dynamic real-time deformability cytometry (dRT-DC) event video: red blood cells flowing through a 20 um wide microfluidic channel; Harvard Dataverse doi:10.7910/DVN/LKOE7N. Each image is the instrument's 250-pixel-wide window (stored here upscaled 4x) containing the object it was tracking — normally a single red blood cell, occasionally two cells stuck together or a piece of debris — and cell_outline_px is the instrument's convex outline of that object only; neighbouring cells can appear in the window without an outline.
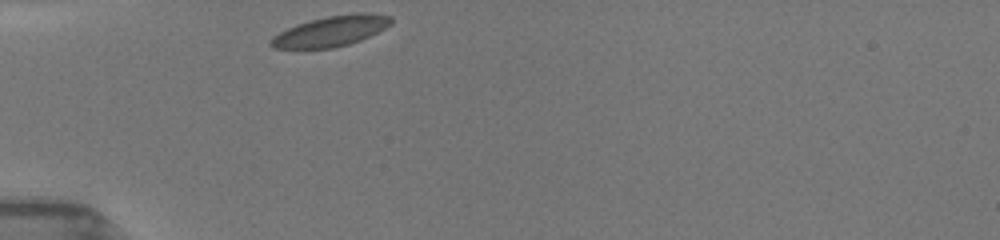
{"species": "common noctule bat (a hibernating species)", "species_latin": "Nyctalus noctula", "temperature_condition": "room temperature", "stored_images_in_passage": 29, "camera_frame_rate_fps": 3000, "um_per_image_px": 0.085, "animal": {"sex": "female", "body_mass_g": 19.5, "forearm_length_mm": 54.1}, "frame": {"image": 1, "passage_image": 1, "time_ms": 0.0, "image_size_px": [1000, 240], "cell_outline_px": [[392, 24], [360, 40], [348, 44], [332, 48], [272, 48], [268, 44], [272, 36], [296, 24], [328, 16], [356, 12], [364, 12], [392, 16]], "centroid_in_image_um": [28.12, 2.64], "position_along_channel_um": 56.9, "area_um2": 21.15}}
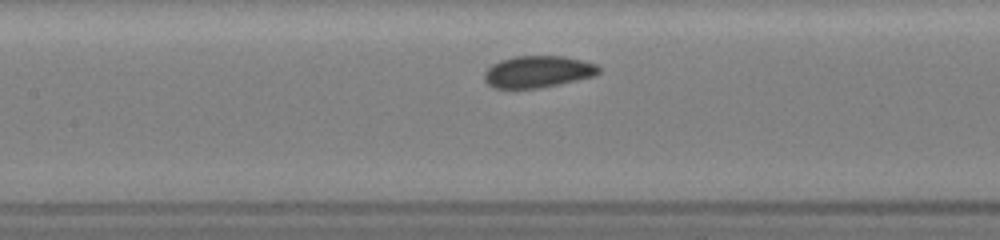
{"frame": {"image": 2, "passage_image": 10, "time_ms": 3.0, "image_size_px": [1000, 240], "cell_outline_px": [[600, 72], [596, 76], [560, 84], [540, 88], [492, 88], [484, 80], [484, 72], [492, 64], [500, 60], [516, 56], [564, 56], [584, 60], [596, 64], [600, 68]], "centroid_in_image_um": [45.74, 6.09], "position_along_channel_um": 161.7, "area_um2": 21.44}}
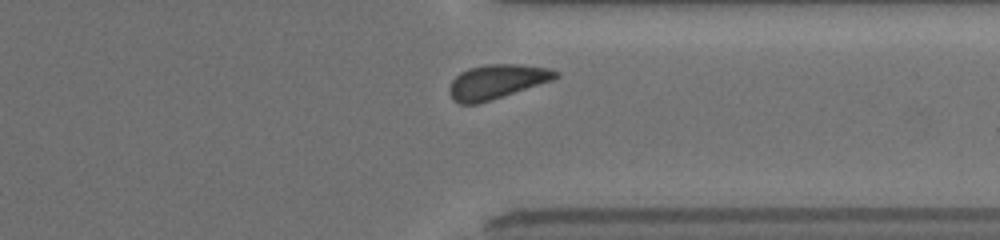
{"frame": {"image": 3, "passage_image": 26, "time_ms": 8.333, "image_size_px": [1000, 240], "cell_outline_px": [[560, 76], [552, 80], [476, 104], [460, 104], [452, 100], [448, 88], [452, 80], [460, 72], [468, 68], [484, 64], [520, 64], [548, 68], [560, 72]], "centroid_in_image_um": [42.19, 6.92], "position_along_channel_um": 369.2, "area_um2": 21.1}, "authors_computed_cell_mechanics": {"area_um2": 21.4438, "velocity_mm_per_s": 3.8925, "shape_relaxation_time_tau1_ms": 1.5335, "shape_relaxation_time_tau2_ms": null, "deformation_change_tau1": 0.0536, "deformation_change_tau2": null}}